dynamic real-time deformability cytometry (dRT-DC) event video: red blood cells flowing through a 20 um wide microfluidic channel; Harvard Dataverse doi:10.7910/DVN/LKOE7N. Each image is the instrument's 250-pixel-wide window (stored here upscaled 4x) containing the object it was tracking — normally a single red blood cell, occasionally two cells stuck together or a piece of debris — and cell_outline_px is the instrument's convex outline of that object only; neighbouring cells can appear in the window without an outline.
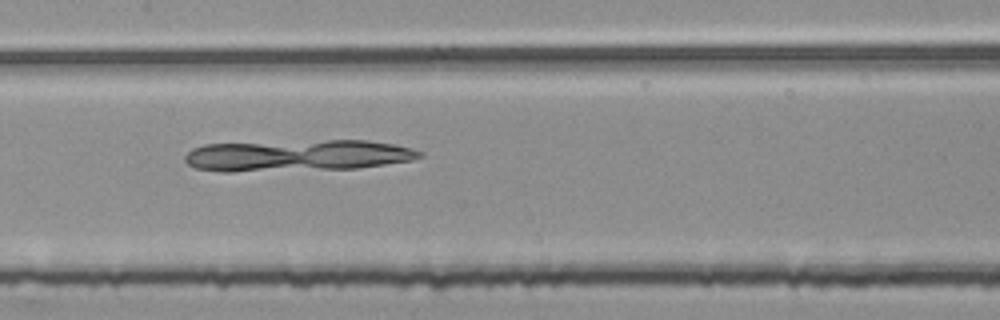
{"species": "common noctule bat (a hibernating species)", "species_latin": "Nyctalus noctula", "temperature_condition": "room temperature", "stored_images_in_passage": 6, "camera_frame_rate_fps": 3000, "um_per_image_px": 0.085, "animal": {"sex": "female", "body_mass_g": 25.1}, "frame": {"image": 1, "passage_image": 6, "time_ms": 1.667, "image_size_px": [1000, 320], "cell_outline_px": [[424, 156], [412, 160], [356, 168], [232, 172], [224, 172], [196, 168], [188, 164], [184, 160], [184, 156], [192, 148], [204, 144], [328, 140], [368, 140], [392, 144], [412, 148], [420, 152]], "centroid_in_image_um": [25.24, 13.22], "position_along_channel_um": 182.2, "area_um2": 43.0}}